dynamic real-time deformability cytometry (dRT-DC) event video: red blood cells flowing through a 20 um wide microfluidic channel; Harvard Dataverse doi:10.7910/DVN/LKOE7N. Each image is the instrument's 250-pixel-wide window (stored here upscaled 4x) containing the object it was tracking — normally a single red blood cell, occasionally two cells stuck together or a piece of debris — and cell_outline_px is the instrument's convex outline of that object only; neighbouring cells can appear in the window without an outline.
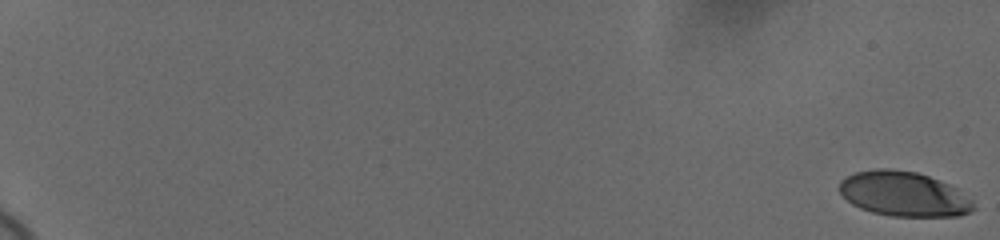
{"species": "human", "species_latin": "Homo sapiens", "temperature_condition": "cold", "stored_images_in_passage": 60, "camera_frame_rate_fps": 3000, "um_per_image_px": 0.085, "donor": {"sex": "female"}, "frame": {"image": 1, "passage_image": 1, "time_ms": 0.0, "image_size_px": [1000, 240], "cell_outline_px": [[976, 208], [972, 212], [960, 216], [892, 216], [872, 212], [860, 208], [852, 204], [840, 192], [840, 180], [844, 176], [856, 172], [876, 168], [892, 168], [916, 172], [940, 180], [956, 188], [972, 200]], "centroid_in_image_um": [76.83, 16.48], "position_along_channel_um": 8.2, "area_um2": 35.14}}
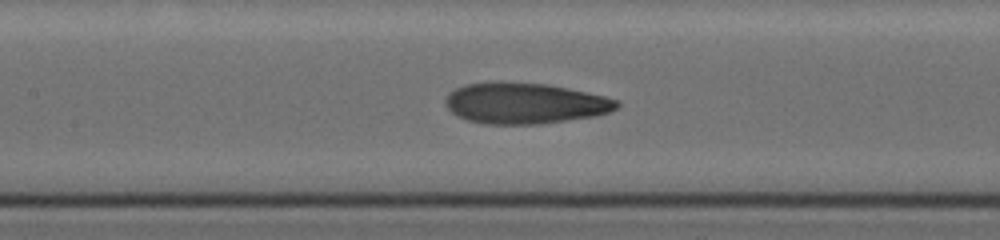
{"frame": {"image": 2, "passage_image": 33, "time_ms": 10.667, "image_size_px": [1000, 240], "cell_outline_px": [[620, 104], [616, 108], [608, 112], [596, 116], [536, 124], [484, 124], [468, 120], [456, 116], [444, 104], [444, 100], [448, 92], [464, 84], [548, 84], [568, 88], [604, 96], [616, 100]], "centroid_in_image_um": [44.59, 8.81], "position_along_channel_um": 162.8, "area_um2": 40.06}}
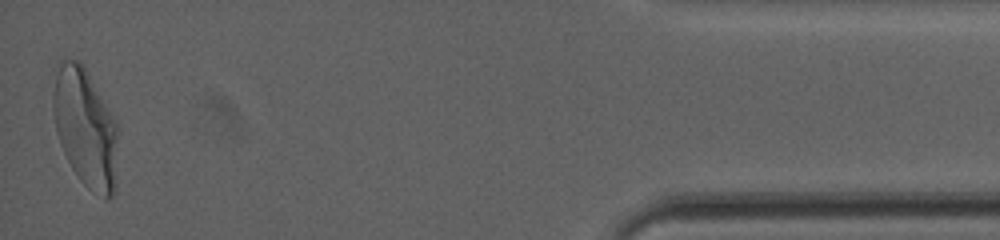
{"frame": {"image": 3, "passage_image": 60, "time_ms": 19.667, "image_size_px": [1000, 240], "cell_outline_px": [[120, 128], [116, 184], [112, 196], [108, 200], [104, 200], [92, 192], [80, 180], [72, 168], [60, 144], [56, 128], [52, 104], [52, 68], [60, 60], [80, 60], [116, 120]], "centroid_in_image_um": [7.27, 10.85], "position_along_channel_um": 427.9, "area_um2": 46.12}, "authors_computed_cell_mechanics": {"area_um2": 39.3618, "velocity_mm_per_s": 3.6681, "shape_relaxation_time_tau1_ms": 4.5389, "shape_relaxation_time_tau2_ms": 1.4086, "deformation_change_tau1": 0.2136, "deformation_change_tau2": 0.0798}}